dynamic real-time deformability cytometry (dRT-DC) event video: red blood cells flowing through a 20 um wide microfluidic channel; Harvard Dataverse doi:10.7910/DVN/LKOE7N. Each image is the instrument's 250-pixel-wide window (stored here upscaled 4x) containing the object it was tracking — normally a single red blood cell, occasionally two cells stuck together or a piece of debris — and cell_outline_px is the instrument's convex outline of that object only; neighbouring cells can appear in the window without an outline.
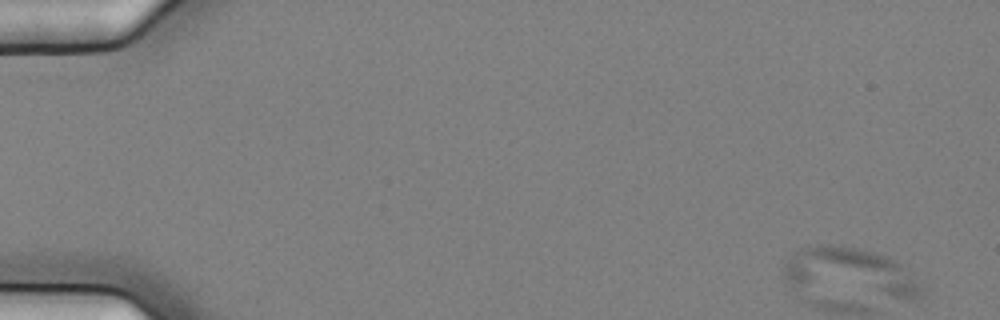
{"species": "common noctule bat (a hibernating species)", "species_latin": "Nyctalus noctula", "temperature_condition": "cold", "stored_images_in_passage": 55, "camera_frame_rate_fps": 3000, "um_per_image_px": 0.085, "animal": {"sex": "female", "body_mass_g": 25.1}, "frame": {"image": 1, "passage_image": 1, "time_ms": 0.0, "image_size_px": [1000, 320], "cell_outline_px": [[924, 292], [916, 300], [908, 300], [792, 284], [784, 276], [784, 264], [800, 248], [816, 244], [840, 244], [860, 248], [884, 256], [900, 264]], "centroid_in_image_um": [72.29, 23.1], "position_along_channel_um": 12.7, "area_um2": 37.51}}
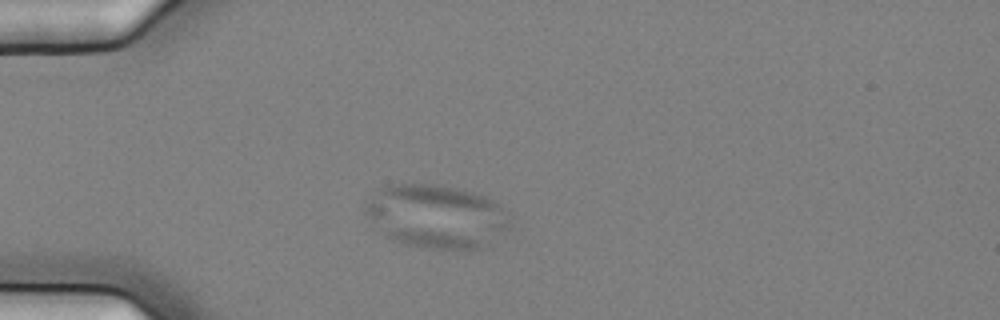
{"frame": {"image": 2, "passage_image": 14, "time_ms": 4.333, "image_size_px": [1000, 320], "cell_outline_px": [[512, 228], [484, 248], [460, 252], [428, 248], [408, 244], [396, 240], [380, 232], [364, 212], [364, 204], [380, 188], [396, 184], [428, 184], [452, 188], [472, 192], [484, 196], [492, 200], [500, 208]], "centroid_in_image_um": [37.1, 18.44], "position_along_channel_um": 47.9, "area_um2": 53.41}}
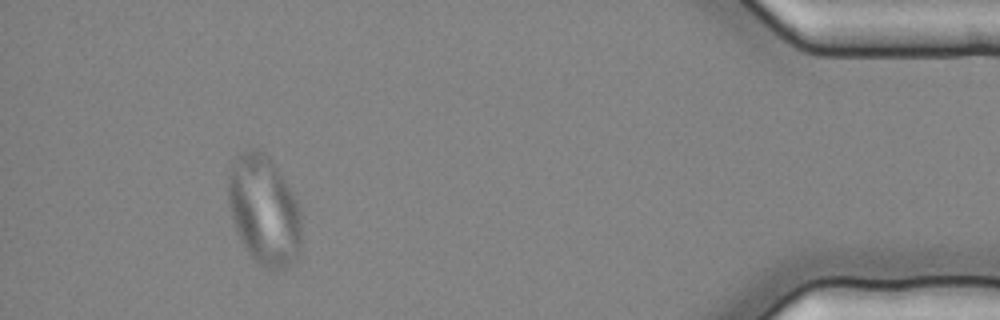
{"frame": {"image": 3, "passage_image": 51, "time_ms": 16.667, "image_size_px": [1000, 320], "cell_outline_px": [[300, 244], [296, 256], [284, 268], [268, 272], [248, 252], [236, 232], [228, 204], [228, 172], [232, 160], [236, 156], [252, 148], [268, 156], [292, 192], [300, 208]], "centroid_in_image_um": [22.4, 17.88], "position_along_channel_um": 412.8, "area_um2": 46.36}}